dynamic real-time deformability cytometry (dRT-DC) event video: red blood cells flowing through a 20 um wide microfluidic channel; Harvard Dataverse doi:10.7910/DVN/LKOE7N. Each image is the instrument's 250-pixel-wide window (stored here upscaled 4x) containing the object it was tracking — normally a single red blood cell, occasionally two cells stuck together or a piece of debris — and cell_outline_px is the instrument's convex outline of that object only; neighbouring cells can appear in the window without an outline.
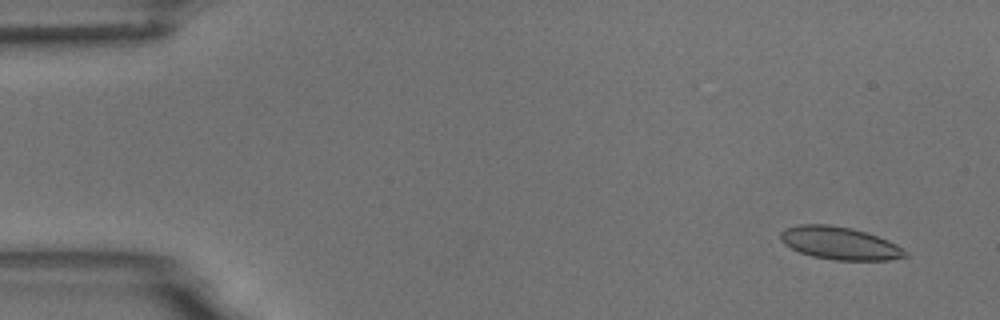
{"species": "common noctule bat (a hibernating species)", "species_latin": "Nyctalus noctula", "temperature_condition": "room temperature", "stored_images_in_passage": 5, "camera_frame_rate_fps": 3000, "um_per_image_px": 0.085, "animal": {"sex": "male", "body_mass_g": 18.8}, "frame": {"image": 1, "passage_image": 1, "time_ms": 0.0, "image_size_px": [1000, 320], "cell_outline_px": [[908, 256], [892, 260], [832, 260], [812, 256], [800, 252], [784, 244], [780, 240], [780, 232], [784, 228], [796, 224], [828, 224], [852, 228], [868, 232], [888, 240], [896, 244], [908, 252]], "centroid_in_image_um": [71.37, 20.66], "position_along_channel_um": 13.6, "area_um2": 24.1}}